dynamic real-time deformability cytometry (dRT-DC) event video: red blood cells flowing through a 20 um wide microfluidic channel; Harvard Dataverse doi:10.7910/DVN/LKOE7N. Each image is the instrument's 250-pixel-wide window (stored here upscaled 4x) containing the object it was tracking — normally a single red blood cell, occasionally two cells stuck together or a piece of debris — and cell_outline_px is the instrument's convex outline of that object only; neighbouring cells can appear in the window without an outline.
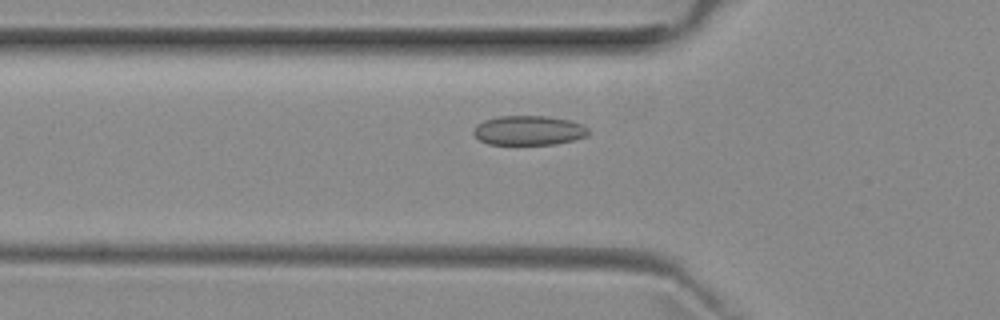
{"species": "common noctule bat (a hibernating species)", "species_latin": "Nyctalus noctula", "temperature_condition": "room temperature", "stored_images_in_passage": 44, "camera_frame_rate_fps": 3000, "um_per_image_px": 0.085, "animal": {"sex": "female", "body_mass_g": 29.2, "forearm_length_mm": 56.3}, "frame": {"image": 1, "passage_image": 9, "time_ms": 2.667, "image_size_px": [1000, 320], "cell_outline_px": [[592, 132], [588, 136], [556, 144], [488, 144], [480, 140], [472, 132], [476, 124], [484, 120], [500, 116], [548, 116], [568, 120], [580, 124], [588, 128]], "centroid_in_image_um": [44.95, 11.08], "position_along_channel_um": 80.9, "area_um2": 19.77}}
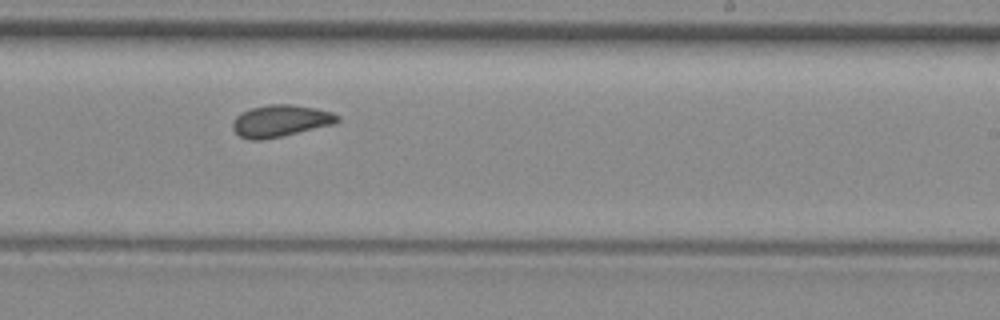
{"frame": {"image": 2, "passage_image": 23, "time_ms": 7.333, "image_size_px": [1000, 320], "cell_outline_px": [[340, 120], [336, 124], [264, 140], [248, 140], [240, 136], [232, 128], [232, 124], [236, 116], [252, 108], [268, 104], [288, 104], [316, 108], [332, 112], [340, 116]], "centroid_in_image_um": [23.87, 10.28], "position_along_channel_um": 265.1, "area_um2": 19.54}}
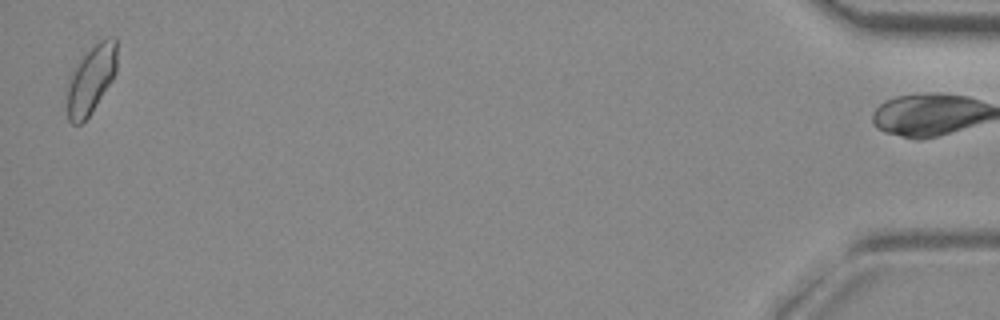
{"frame": {"image": 3, "passage_image": 43, "time_ms": 14.0, "image_size_px": [1000, 320], "cell_outline_px": [[116, 72], [112, 80], [92, 112], [80, 124], [72, 124], [68, 120], [68, 84], [72, 72], [80, 56], [104, 36], [116, 36]], "centroid_in_image_um": [7.76, 6.69], "position_along_channel_um": 427.4, "area_um2": 19.94}, "authors_computed_cell_mechanics": {"area_um2": 19.3052, "velocity_mm_per_s": 3.9473, "shape_relaxation_time_tau1_ms": null, "shape_relaxation_time_tau2_ms": 1.6779, "deformation_change_tau1": null, "deformation_change_tau2": 0.0553}}